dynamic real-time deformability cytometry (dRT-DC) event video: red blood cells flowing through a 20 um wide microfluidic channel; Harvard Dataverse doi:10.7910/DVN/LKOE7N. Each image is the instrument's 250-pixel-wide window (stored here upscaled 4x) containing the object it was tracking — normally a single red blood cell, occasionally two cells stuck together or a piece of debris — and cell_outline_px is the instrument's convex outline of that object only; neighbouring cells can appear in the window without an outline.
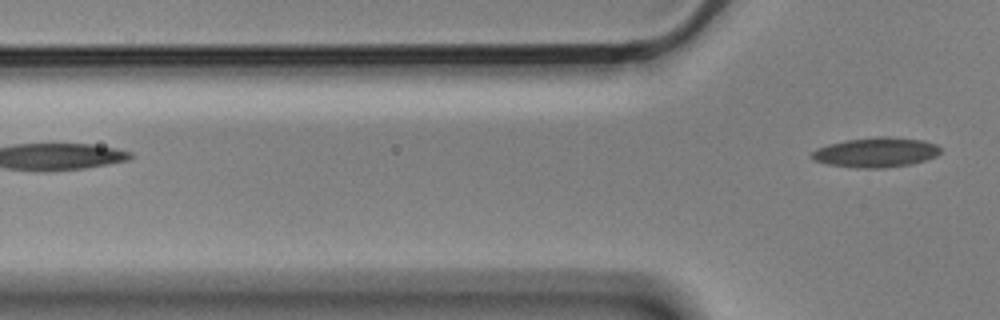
{"species": "Egyptian fruit bat (a non-hibernating species)", "species_latin": "Rousettus aegyptiacus", "temperature_condition": "cold", "stored_images_in_passage": 4, "camera_frame_rate_fps": 3000, "um_per_image_px": 0.085, "animal": {"sex": "male"}, "frame": {"image": 1, "passage_image": 4, "time_ms": 1.0, "image_size_px": [1000, 320], "cell_outline_px": [[940, 152], [936, 156], [912, 164], [884, 168], [856, 168], [828, 164], [812, 160], [808, 156], [816, 148], [828, 144], [844, 140], [876, 136], [888, 136], [924, 140], [936, 144], [940, 148]], "centroid_in_image_um": [74.41, 12.94], "position_along_channel_um": 51.4, "area_um2": 22.66}}